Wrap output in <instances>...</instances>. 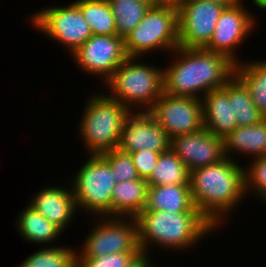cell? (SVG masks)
<instances>
[{
	"label": "cell",
	"instance_id": "cell-31",
	"mask_svg": "<svg viewBox=\"0 0 266 267\" xmlns=\"http://www.w3.org/2000/svg\"><path fill=\"white\" fill-rule=\"evenodd\" d=\"M130 154L139 177L147 179L156 167L160 154L149 150H140Z\"/></svg>",
	"mask_w": 266,
	"mask_h": 267
},
{
	"label": "cell",
	"instance_id": "cell-25",
	"mask_svg": "<svg viewBox=\"0 0 266 267\" xmlns=\"http://www.w3.org/2000/svg\"><path fill=\"white\" fill-rule=\"evenodd\" d=\"M240 62L235 66V75L249 89L256 107L266 118V60Z\"/></svg>",
	"mask_w": 266,
	"mask_h": 267
},
{
	"label": "cell",
	"instance_id": "cell-19",
	"mask_svg": "<svg viewBox=\"0 0 266 267\" xmlns=\"http://www.w3.org/2000/svg\"><path fill=\"white\" fill-rule=\"evenodd\" d=\"M223 140L224 154L230 159L235 160L233 154L236 152L249 158L253 156V159L266 156V118L251 126L236 127Z\"/></svg>",
	"mask_w": 266,
	"mask_h": 267
},
{
	"label": "cell",
	"instance_id": "cell-26",
	"mask_svg": "<svg viewBox=\"0 0 266 267\" xmlns=\"http://www.w3.org/2000/svg\"><path fill=\"white\" fill-rule=\"evenodd\" d=\"M115 18L117 35L125 38L143 19L150 6L139 0H107Z\"/></svg>",
	"mask_w": 266,
	"mask_h": 267
},
{
	"label": "cell",
	"instance_id": "cell-6",
	"mask_svg": "<svg viewBox=\"0 0 266 267\" xmlns=\"http://www.w3.org/2000/svg\"><path fill=\"white\" fill-rule=\"evenodd\" d=\"M128 57L145 56L152 50L172 52L179 47L177 5L162 2L150 7L142 21L124 38Z\"/></svg>",
	"mask_w": 266,
	"mask_h": 267
},
{
	"label": "cell",
	"instance_id": "cell-32",
	"mask_svg": "<svg viewBox=\"0 0 266 267\" xmlns=\"http://www.w3.org/2000/svg\"><path fill=\"white\" fill-rule=\"evenodd\" d=\"M149 254L140 253L135 259H133L127 267H149L152 262L150 261Z\"/></svg>",
	"mask_w": 266,
	"mask_h": 267
},
{
	"label": "cell",
	"instance_id": "cell-4",
	"mask_svg": "<svg viewBox=\"0 0 266 267\" xmlns=\"http://www.w3.org/2000/svg\"><path fill=\"white\" fill-rule=\"evenodd\" d=\"M138 58L128 57L104 85L111 93L107 95L130 111L136 107L150 111L164 92L163 68L142 63Z\"/></svg>",
	"mask_w": 266,
	"mask_h": 267
},
{
	"label": "cell",
	"instance_id": "cell-23",
	"mask_svg": "<svg viewBox=\"0 0 266 267\" xmlns=\"http://www.w3.org/2000/svg\"><path fill=\"white\" fill-rule=\"evenodd\" d=\"M190 172L171 150L161 153L156 167L146 179L148 186L189 184Z\"/></svg>",
	"mask_w": 266,
	"mask_h": 267
},
{
	"label": "cell",
	"instance_id": "cell-34",
	"mask_svg": "<svg viewBox=\"0 0 266 267\" xmlns=\"http://www.w3.org/2000/svg\"><path fill=\"white\" fill-rule=\"evenodd\" d=\"M252 3L258 9H261L263 11L266 10V0H252Z\"/></svg>",
	"mask_w": 266,
	"mask_h": 267
},
{
	"label": "cell",
	"instance_id": "cell-17",
	"mask_svg": "<svg viewBox=\"0 0 266 267\" xmlns=\"http://www.w3.org/2000/svg\"><path fill=\"white\" fill-rule=\"evenodd\" d=\"M201 103L204 128L215 136L224 139L238 127L229 99V81L224 87L205 94Z\"/></svg>",
	"mask_w": 266,
	"mask_h": 267
},
{
	"label": "cell",
	"instance_id": "cell-21",
	"mask_svg": "<svg viewBox=\"0 0 266 267\" xmlns=\"http://www.w3.org/2000/svg\"><path fill=\"white\" fill-rule=\"evenodd\" d=\"M16 230L24 241L31 242L32 244H46L55 242L60 237L62 231L43 215L36 211L31 205L28 204L16 219Z\"/></svg>",
	"mask_w": 266,
	"mask_h": 267
},
{
	"label": "cell",
	"instance_id": "cell-15",
	"mask_svg": "<svg viewBox=\"0 0 266 267\" xmlns=\"http://www.w3.org/2000/svg\"><path fill=\"white\" fill-rule=\"evenodd\" d=\"M170 149L182 160L189 172L217 164L226 158L224 140L205 128L171 139Z\"/></svg>",
	"mask_w": 266,
	"mask_h": 267
},
{
	"label": "cell",
	"instance_id": "cell-12",
	"mask_svg": "<svg viewBox=\"0 0 266 267\" xmlns=\"http://www.w3.org/2000/svg\"><path fill=\"white\" fill-rule=\"evenodd\" d=\"M72 57L79 69L101 77L105 84L128 55L123 37L92 35Z\"/></svg>",
	"mask_w": 266,
	"mask_h": 267
},
{
	"label": "cell",
	"instance_id": "cell-14",
	"mask_svg": "<svg viewBox=\"0 0 266 267\" xmlns=\"http://www.w3.org/2000/svg\"><path fill=\"white\" fill-rule=\"evenodd\" d=\"M134 112L124 121L117 149L126 153L149 150L159 154L170 149L171 139L153 115L149 111Z\"/></svg>",
	"mask_w": 266,
	"mask_h": 267
},
{
	"label": "cell",
	"instance_id": "cell-35",
	"mask_svg": "<svg viewBox=\"0 0 266 267\" xmlns=\"http://www.w3.org/2000/svg\"><path fill=\"white\" fill-rule=\"evenodd\" d=\"M146 4H148L150 7L159 5L163 2V0H139Z\"/></svg>",
	"mask_w": 266,
	"mask_h": 267
},
{
	"label": "cell",
	"instance_id": "cell-33",
	"mask_svg": "<svg viewBox=\"0 0 266 267\" xmlns=\"http://www.w3.org/2000/svg\"><path fill=\"white\" fill-rule=\"evenodd\" d=\"M220 3L226 7L242 4L244 0H211Z\"/></svg>",
	"mask_w": 266,
	"mask_h": 267
},
{
	"label": "cell",
	"instance_id": "cell-1",
	"mask_svg": "<svg viewBox=\"0 0 266 267\" xmlns=\"http://www.w3.org/2000/svg\"><path fill=\"white\" fill-rule=\"evenodd\" d=\"M172 54L175 61L163 67L164 92L169 95L201 99L235 75L236 64L223 54L181 46Z\"/></svg>",
	"mask_w": 266,
	"mask_h": 267
},
{
	"label": "cell",
	"instance_id": "cell-36",
	"mask_svg": "<svg viewBox=\"0 0 266 267\" xmlns=\"http://www.w3.org/2000/svg\"><path fill=\"white\" fill-rule=\"evenodd\" d=\"M181 1H183V0H163V2H168V3H171V4H175V5H177Z\"/></svg>",
	"mask_w": 266,
	"mask_h": 267
},
{
	"label": "cell",
	"instance_id": "cell-3",
	"mask_svg": "<svg viewBox=\"0 0 266 267\" xmlns=\"http://www.w3.org/2000/svg\"><path fill=\"white\" fill-rule=\"evenodd\" d=\"M141 252L150 254L152 243L171 251L195 246L216 228L201 212L143 210L135 217Z\"/></svg>",
	"mask_w": 266,
	"mask_h": 267
},
{
	"label": "cell",
	"instance_id": "cell-20",
	"mask_svg": "<svg viewBox=\"0 0 266 267\" xmlns=\"http://www.w3.org/2000/svg\"><path fill=\"white\" fill-rule=\"evenodd\" d=\"M146 179L116 183L112 191V217H136L146 206Z\"/></svg>",
	"mask_w": 266,
	"mask_h": 267
},
{
	"label": "cell",
	"instance_id": "cell-16",
	"mask_svg": "<svg viewBox=\"0 0 266 267\" xmlns=\"http://www.w3.org/2000/svg\"><path fill=\"white\" fill-rule=\"evenodd\" d=\"M61 187H44L34 194L29 205L64 232L78 210L72 187Z\"/></svg>",
	"mask_w": 266,
	"mask_h": 267
},
{
	"label": "cell",
	"instance_id": "cell-18",
	"mask_svg": "<svg viewBox=\"0 0 266 267\" xmlns=\"http://www.w3.org/2000/svg\"><path fill=\"white\" fill-rule=\"evenodd\" d=\"M143 210L200 212L193 203L190 184L148 186L147 202Z\"/></svg>",
	"mask_w": 266,
	"mask_h": 267
},
{
	"label": "cell",
	"instance_id": "cell-24",
	"mask_svg": "<svg viewBox=\"0 0 266 267\" xmlns=\"http://www.w3.org/2000/svg\"><path fill=\"white\" fill-rule=\"evenodd\" d=\"M92 35L118 36L115 18L107 0H76Z\"/></svg>",
	"mask_w": 266,
	"mask_h": 267
},
{
	"label": "cell",
	"instance_id": "cell-2",
	"mask_svg": "<svg viewBox=\"0 0 266 267\" xmlns=\"http://www.w3.org/2000/svg\"><path fill=\"white\" fill-rule=\"evenodd\" d=\"M238 164L226 157L190 172L193 203L216 229L246 197L244 167Z\"/></svg>",
	"mask_w": 266,
	"mask_h": 267
},
{
	"label": "cell",
	"instance_id": "cell-30",
	"mask_svg": "<svg viewBox=\"0 0 266 267\" xmlns=\"http://www.w3.org/2000/svg\"><path fill=\"white\" fill-rule=\"evenodd\" d=\"M142 252H122L101 257H77L78 267H127Z\"/></svg>",
	"mask_w": 266,
	"mask_h": 267
},
{
	"label": "cell",
	"instance_id": "cell-13",
	"mask_svg": "<svg viewBox=\"0 0 266 267\" xmlns=\"http://www.w3.org/2000/svg\"><path fill=\"white\" fill-rule=\"evenodd\" d=\"M255 16L244 7V3L225 7L222 11L214 33L204 49L227 56L235 64L241 59L236 50L241 47L246 37L256 27ZM241 43V44H240Z\"/></svg>",
	"mask_w": 266,
	"mask_h": 267
},
{
	"label": "cell",
	"instance_id": "cell-8",
	"mask_svg": "<svg viewBox=\"0 0 266 267\" xmlns=\"http://www.w3.org/2000/svg\"><path fill=\"white\" fill-rule=\"evenodd\" d=\"M29 21L34 29L65 46L71 56L92 36L90 27L75 2L63 7L41 9L33 13Z\"/></svg>",
	"mask_w": 266,
	"mask_h": 267
},
{
	"label": "cell",
	"instance_id": "cell-29",
	"mask_svg": "<svg viewBox=\"0 0 266 267\" xmlns=\"http://www.w3.org/2000/svg\"><path fill=\"white\" fill-rule=\"evenodd\" d=\"M250 160L249 167H245L244 180L246 195L252 192L266 204V156ZM248 192V193H247Z\"/></svg>",
	"mask_w": 266,
	"mask_h": 267
},
{
	"label": "cell",
	"instance_id": "cell-11",
	"mask_svg": "<svg viewBox=\"0 0 266 267\" xmlns=\"http://www.w3.org/2000/svg\"><path fill=\"white\" fill-rule=\"evenodd\" d=\"M149 112L170 139L204 128L201 99L172 96L163 92Z\"/></svg>",
	"mask_w": 266,
	"mask_h": 267
},
{
	"label": "cell",
	"instance_id": "cell-10",
	"mask_svg": "<svg viewBox=\"0 0 266 267\" xmlns=\"http://www.w3.org/2000/svg\"><path fill=\"white\" fill-rule=\"evenodd\" d=\"M226 6L211 0H183L177 4L179 46L204 48Z\"/></svg>",
	"mask_w": 266,
	"mask_h": 267
},
{
	"label": "cell",
	"instance_id": "cell-9",
	"mask_svg": "<svg viewBox=\"0 0 266 267\" xmlns=\"http://www.w3.org/2000/svg\"><path fill=\"white\" fill-rule=\"evenodd\" d=\"M93 228L85 238L80 251L78 248L77 257L141 252L135 217H100Z\"/></svg>",
	"mask_w": 266,
	"mask_h": 267
},
{
	"label": "cell",
	"instance_id": "cell-7",
	"mask_svg": "<svg viewBox=\"0 0 266 267\" xmlns=\"http://www.w3.org/2000/svg\"><path fill=\"white\" fill-rule=\"evenodd\" d=\"M87 156L88 160L71 182L77 210L92 212L97 217H112V191L116 182L111 168L100 155Z\"/></svg>",
	"mask_w": 266,
	"mask_h": 267
},
{
	"label": "cell",
	"instance_id": "cell-27",
	"mask_svg": "<svg viewBox=\"0 0 266 267\" xmlns=\"http://www.w3.org/2000/svg\"><path fill=\"white\" fill-rule=\"evenodd\" d=\"M18 267H78L76 247L45 246L31 254Z\"/></svg>",
	"mask_w": 266,
	"mask_h": 267
},
{
	"label": "cell",
	"instance_id": "cell-5",
	"mask_svg": "<svg viewBox=\"0 0 266 267\" xmlns=\"http://www.w3.org/2000/svg\"><path fill=\"white\" fill-rule=\"evenodd\" d=\"M96 94L89 96L84 105L78 127L87 155H101L117 149L124 121L131 112L107 94Z\"/></svg>",
	"mask_w": 266,
	"mask_h": 267
},
{
	"label": "cell",
	"instance_id": "cell-22",
	"mask_svg": "<svg viewBox=\"0 0 266 267\" xmlns=\"http://www.w3.org/2000/svg\"><path fill=\"white\" fill-rule=\"evenodd\" d=\"M229 99L238 126H251L265 119L254 104L249 89L236 75L229 80Z\"/></svg>",
	"mask_w": 266,
	"mask_h": 267
},
{
	"label": "cell",
	"instance_id": "cell-28",
	"mask_svg": "<svg viewBox=\"0 0 266 267\" xmlns=\"http://www.w3.org/2000/svg\"><path fill=\"white\" fill-rule=\"evenodd\" d=\"M100 156L109 164L116 183L140 179L130 153L113 149Z\"/></svg>",
	"mask_w": 266,
	"mask_h": 267
}]
</instances>
